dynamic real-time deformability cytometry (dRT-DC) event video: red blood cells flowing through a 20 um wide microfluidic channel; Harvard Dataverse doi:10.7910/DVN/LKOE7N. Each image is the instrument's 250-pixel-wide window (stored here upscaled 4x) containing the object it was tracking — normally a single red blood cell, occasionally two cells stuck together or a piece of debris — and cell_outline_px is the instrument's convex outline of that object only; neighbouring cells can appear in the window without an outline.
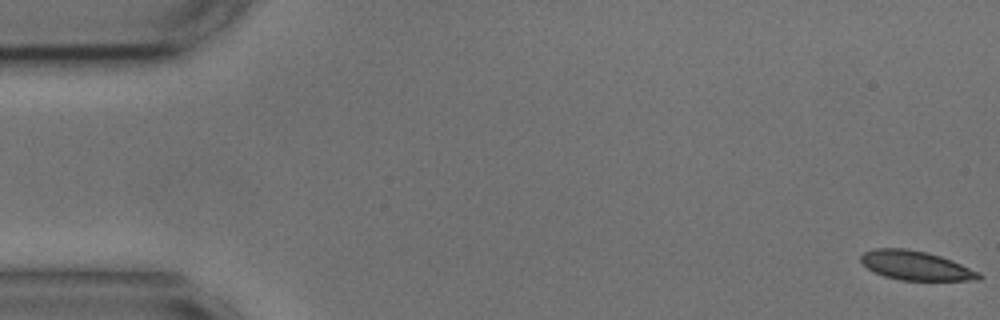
{"species": "common noctule bat (a hibernating species)", "species_latin": "Nyctalus noctula", "temperature_condition": "cold", "stored_images_in_passage": 55, "camera_frame_rate_fps": 3000, "um_per_image_px": 0.085, "animal": {"sex": "male", "body_mass_g": 17.9, "forearm_length_mm": 54.2}, "frame": {"image": 1, "passage_image": 1, "time_ms": 0.0, "image_size_px": [1000, 320], "cell_outline_px": [[984, 276], [980, 280], [900, 280], [884, 276], [868, 268], [860, 260], [860, 256], [864, 252], [876, 248], [908, 248], [940, 256], [952, 260], [980, 272]], "centroid_in_image_um": [77.87, 22.57], "position_along_channel_um": 7.1, "area_um2": 20.0}}
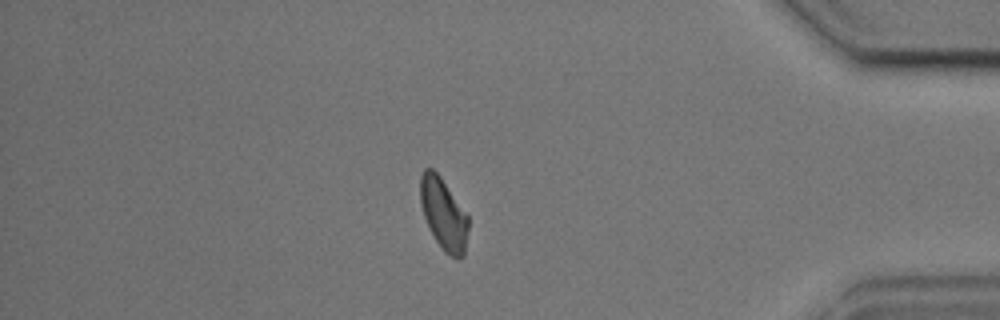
{"frame": {"image": 2, "passage_image": 47, "time_ms": 15.333, "image_size_px": [1000, 320], "cell_outline_px": [[468, 232], [464, 256], [456, 260], [444, 252], [428, 228], [420, 204], [420, 176], [424, 168], [432, 168], [440, 176], [468, 216]], "centroid_in_image_um": [37.69, 18.21], "position_along_channel_um": 397.5, "area_um2": 20.11}}
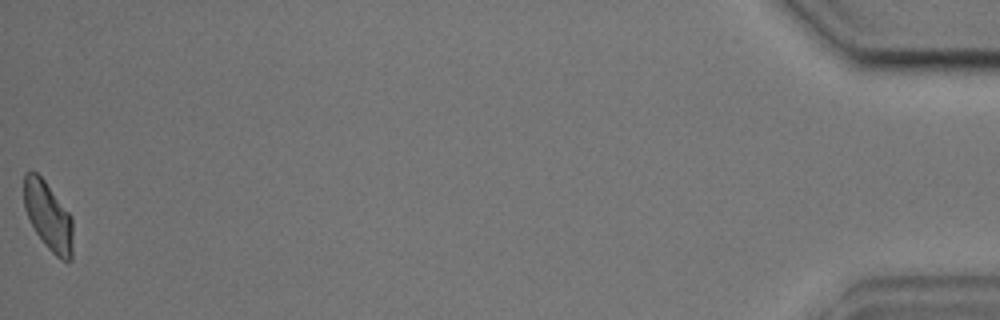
{"frame": {"image": 3, "passage_image": 55, "time_ms": 18.0, "image_size_px": [1000, 320], "cell_outline_px": [[72, 260], [60, 260], [44, 244], [36, 232], [24, 208], [24, 172], [36, 172], [44, 180], [72, 216]], "centroid_in_image_um": [4.11, 18.37], "position_along_channel_um": 431.1, "area_um2": 19.36}, "authors_computed_cell_mechanics": {"area_um2": 20.8658, "velocity_mm_per_s": 3.6335, "shape_relaxation_time_tau1_ms": 5.2119, "shape_relaxation_time_tau2_ms": null, "deformation_change_tau1": 0.0984, "deformation_change_tau2": null}}